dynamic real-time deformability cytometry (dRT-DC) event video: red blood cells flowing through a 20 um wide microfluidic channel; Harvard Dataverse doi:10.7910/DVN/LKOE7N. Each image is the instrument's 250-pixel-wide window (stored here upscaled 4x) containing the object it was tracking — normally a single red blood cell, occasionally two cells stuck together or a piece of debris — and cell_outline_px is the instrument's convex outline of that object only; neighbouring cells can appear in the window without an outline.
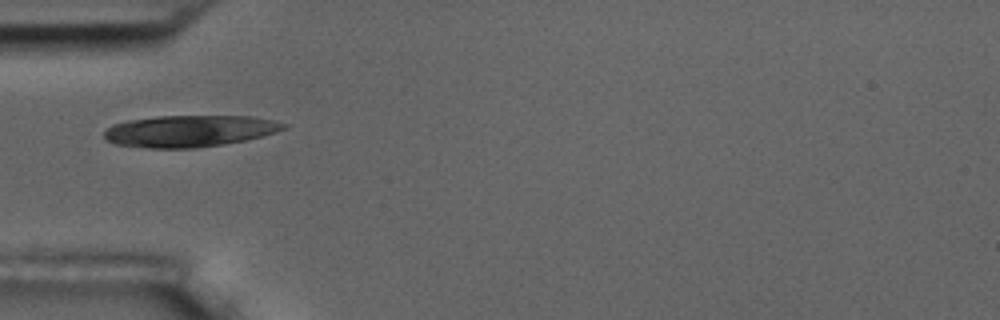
{"species": "common noctule bat (a hibernating species)", "species_latin": "Nyctalus noctula", "temperature_condition": "room temperature", "stored_images_in_passage": 3, "camera_frame_rate_fps": 3000, "um_per_image_px": 0.085, "animal": {"sex": "male", "body_mass_g": 17.5, "forearm_length_mm": 52.3}, "frame": {"image": 1, "passage_image": 1, "time_ms": 0.0, "image_size_px": [1000, 320], "cell_outline_px": [[288, 128], [276, 132], [244, 140], [224, 144], [196, 148], [148, 148], [116, 144], [108, 140], [104, 136], [104, 132], [112, 124], [128, 120], [160, 116], [252, 116], [272, 120], [288, 124]], "centroid_in_image_um": [16.12, 11.13], "position_along_channel_um": 68.9, "area_um2": 33.0}}